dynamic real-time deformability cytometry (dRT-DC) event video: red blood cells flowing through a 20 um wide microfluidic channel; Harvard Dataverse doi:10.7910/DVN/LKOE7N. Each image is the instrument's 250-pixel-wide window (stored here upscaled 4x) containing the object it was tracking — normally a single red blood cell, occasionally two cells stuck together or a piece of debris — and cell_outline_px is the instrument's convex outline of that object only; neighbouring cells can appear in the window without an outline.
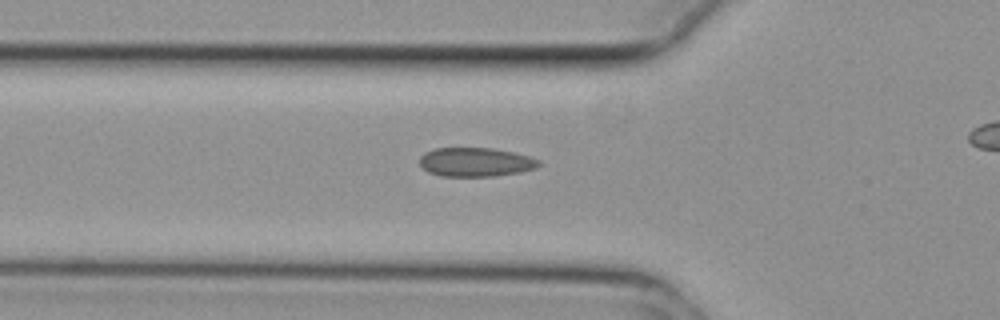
{"species": "common noctule bat (a hibernating species)", "species_latin": "Nyctalus noctula", "temperature_condition": "cold", "stored_images_in_passage": 13, "camera_frame_rate_fps": 3000, "um_per_image_px": 0.085, "animal": {"sex": "female", "body_mass_g": 29.2, "forearm_length_mm": 56.3}, "frame": {"image": 1, "passage_image": 9, "time_ms": 2.667, "image_size_px": [1000, 320], "cell_outline_px": [[540, 164], [536, 168], [520, 172], [496, 176], [440, 176], [428, 172], [420, 164], [420, 156], [424, 152], [432, 148], [492, 148], [512, 152], [528, 156], [540, 160]], "centroid_in_image_um": [40.4, 13.77], "position_along_channel_um": 85.4, "area_um2": 20.17}}
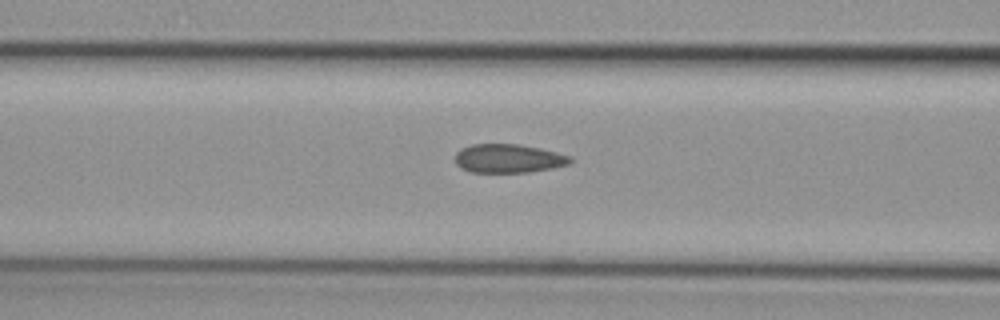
{"frame": {"image": 2, "passage_image": 12, "time_ms": 3.667, "image_size_px": [1000, 320], "cell_outline_px": [[572, 164], [552, 168], [528, 172], [468, 172], [460, 168], [456, 164], [456, 152], [460, 148], [472, 144], [520, 144], [540, 148], [572, 156]], "centroid_in_image_um": [43.22, 13.47], "position_along_channel_um": 123.4, "area_um2": 19.48}}